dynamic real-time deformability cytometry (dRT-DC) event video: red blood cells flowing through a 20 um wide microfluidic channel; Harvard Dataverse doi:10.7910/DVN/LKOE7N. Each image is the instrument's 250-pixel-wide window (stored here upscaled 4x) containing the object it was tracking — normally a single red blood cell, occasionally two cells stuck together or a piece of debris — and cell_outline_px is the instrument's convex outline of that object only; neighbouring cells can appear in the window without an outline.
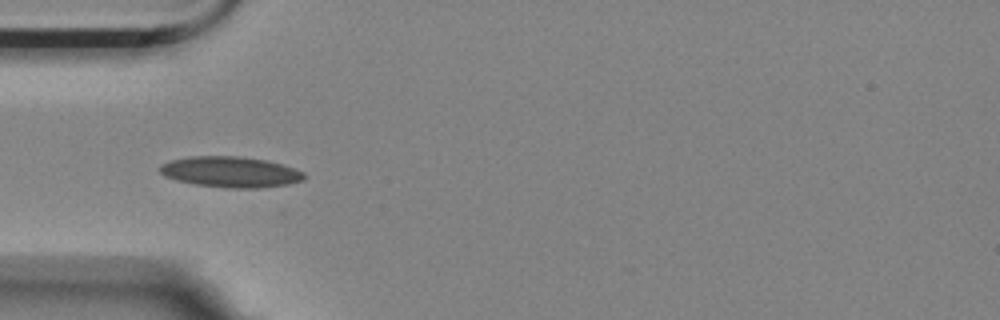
{"species": "Egyptian fruit bat (a non-hibernating species)", "species_latin": "Rousettus aegyptiacus", "temperature_condition": "room temperature", "stored_images_in_passage": 14, "camera_frame_rate_fps": 3000, "um_per_image_px": 0.085, "animal": {"sex": "female"}, "frame": {"image": 1, "passage_image": 4, "time_ms": 1.0, "image_size_px": [1000, 320], "cell_outline_px": [[308, 176], [304, 180], [288, 184], [260, 188], [224, 188], [196, 184], [176, 180], [164, 176], [160, 172], [160, 164], [172, 160], [192, 156], [240, 156], [264, 160], [280, 164], [304, 172]], "centroid_in_image_um": [19.6, 14.62], "position_along_channel_um": 65.4, "area_um2": 25.84}}
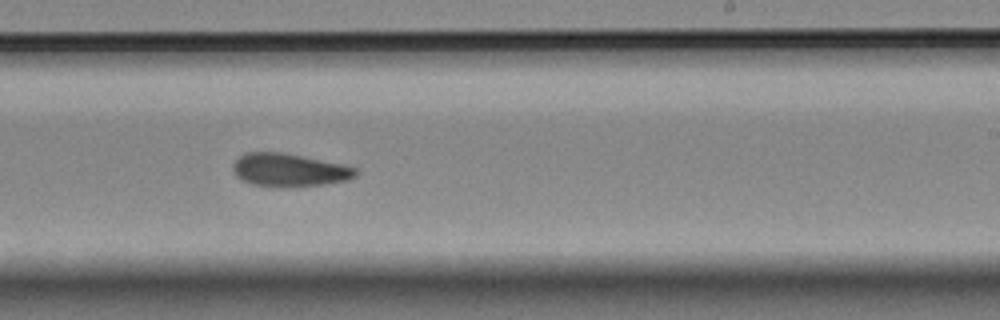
{"frame": {"image": 2, "passage_image": 9, "time_ms": 2.667, "image_size_px": [1000, 320], "cell_outline_px": [[360, 172], [356, 176], [348, 180], [324, 184], [292, 188], [280, 188], [252, 184], [240, 180], [236, 176], [232, 168], [232, 164], [244, 152], [280, 152], [344, 164], [356, 168]], "centroid_in_image_um": [24.58, 14.47], "position_along_channel_um": 264.4, "area_um2": 24.1}}
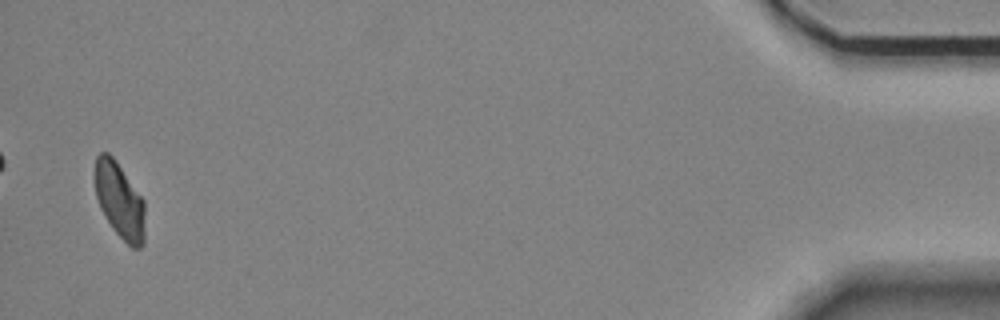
{"frame": {"image": 3, "passage_image": 14, "time_ms": 4.333, "image_size_px": [1000, 320], "cell_outline_px": [[144, 244], [140, 248], [132, 248], [112, 228], [100, 208], [96, 196], [96, 156], [100, 152], [108, 152], [116, 160], [144, 200]], "centroid_in_image_um": [10.18, 17.05], "position_along_channel_um": 425.0, "area_um2": 21.91}}